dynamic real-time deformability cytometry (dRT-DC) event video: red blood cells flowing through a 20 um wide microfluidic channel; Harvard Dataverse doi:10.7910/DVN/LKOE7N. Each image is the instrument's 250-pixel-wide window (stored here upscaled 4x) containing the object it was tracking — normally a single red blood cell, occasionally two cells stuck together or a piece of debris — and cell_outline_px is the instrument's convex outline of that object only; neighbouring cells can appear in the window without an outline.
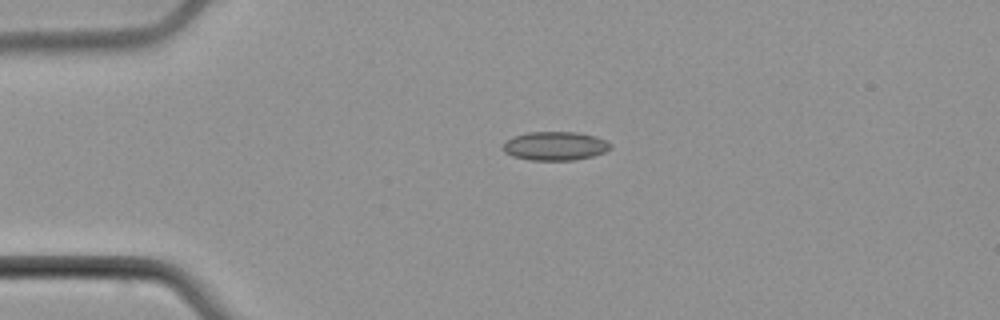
{"species": "common noctule bat (a hibernating species)", "species_latin": "Nyctalus noctula", "temperature_condition": "cold", "stored_images_in_passage": 2, "camera_frame_rate_fps": 3000, "um_per_image_px": 0.085, "animal": {"sex": "male", "body_mass_g": 21.5, "forearm_length_mm": 52.0}, "frame": {"image": 1, "passage_image": 1, "time_ms": 0.0, "image_size_px": [1000, 320], "cell_outline_px": [[612, 148], [604, 152], [592, 156], [572, 160], [532, 160], [512, 156], [504, 152], [504, 140], [528, 132], [576, 132], [596, 136], [612, 144]], "centroid_in_image_um": [47.19, 12.4], "position_along_channel_um": 37.8, "area_um2": 17.92}}